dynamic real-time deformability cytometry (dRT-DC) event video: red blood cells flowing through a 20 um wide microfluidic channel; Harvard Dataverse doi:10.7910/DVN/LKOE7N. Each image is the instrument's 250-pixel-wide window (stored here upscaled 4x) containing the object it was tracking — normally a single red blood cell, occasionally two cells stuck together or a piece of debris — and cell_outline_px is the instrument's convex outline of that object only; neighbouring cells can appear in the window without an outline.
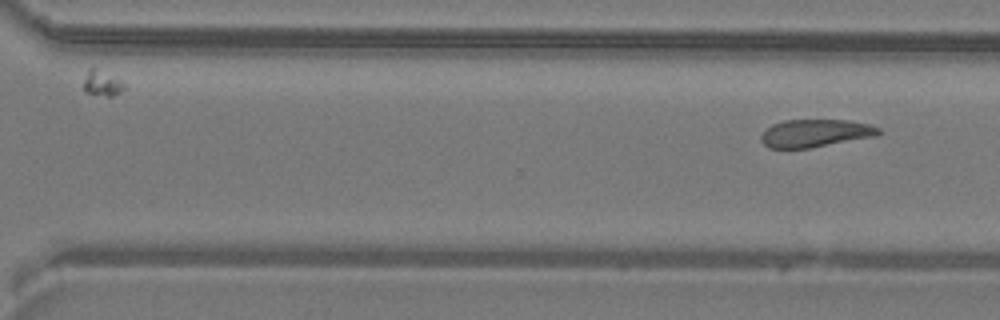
{"species": "common noctule bat (a hibernating species)", "species_latin": "Nyctalus noctula", "temperature_condition": "warm", "stored_images_in_passage": 19, "camera_frame_rate_fps": 3000, "um_per_image_px": 0.085, "animal": {"sex": "male", "body_mass_g": 19.2, "forearm_length_mm": 51.8}, "frame": {"image": 1, "passage_image": 19, "time_ms": 6.0, "image_size_px": [1000, 320], "cell_outline_px": [[880, 132], [876, 136], [808, 148], [768, 148], [760, 140], [760, 136], [772, 124], [784, 120], [848, 120], [868, 124], [880, 128]], "centroid_in_image_um": [69.28, 11.32], "position_along_channel_um": 301.3, "area_um2": 18.84}}